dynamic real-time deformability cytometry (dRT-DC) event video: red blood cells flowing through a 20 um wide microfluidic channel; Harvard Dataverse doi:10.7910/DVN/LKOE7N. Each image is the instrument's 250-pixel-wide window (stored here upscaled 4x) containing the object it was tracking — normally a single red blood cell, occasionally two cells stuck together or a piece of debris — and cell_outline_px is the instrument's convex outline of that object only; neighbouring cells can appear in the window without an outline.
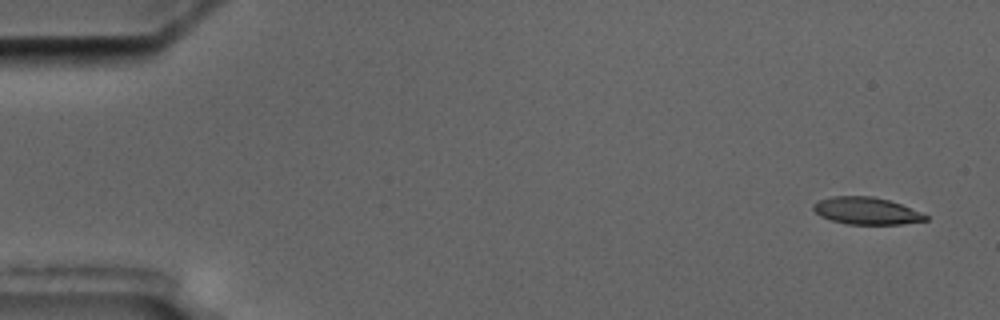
{"species": "common noctule bat (a hibernating species)", "species_latin": "Nyctalus noctula", "temperature_condition": "cold", "stored_images_in_passage": 5, "camera_frame_rate_fps": 3000, "um_per_image_px": 0.085, "animal": {"sex": "male", "body_mass_g": 17.5, "forearm_length_mm": 52.3}, "frame": {"image": 1, "passage_image": 1, "time_ms": 0.0, "image_size_px": [1000, 320], "cell_outline_px": [[928, 220], [900, 224], [848, 224], [832, 220], [820, 216], [812, 208], [812, 204], [820, 200], [832, 196], [872, 196], [888, 200], [900, 204], [920, 212], [928, 216]], "centroid_in_image_um": [73.62, 17.92], "position_along_channel_um": 11.4, "area_um2": 17.57}}
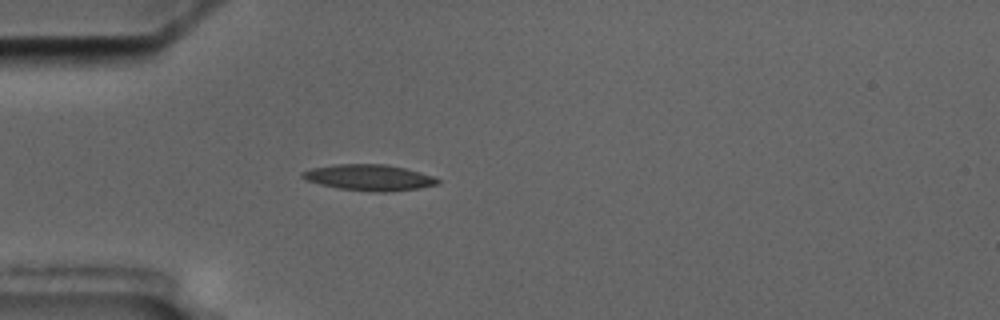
{"frame": {"image": 2, "passage_image": 5, "time_ms": 4.667, "image_size_px": [1000, 320], "cell_outline_px": [[440, 184], [416, 188], [384, 192], [380, 192], [340, 188], [320, 184], [308, 180], [300, 176], [300, 172], [312, 168], [336, 164], [388, 164], [420, 172], [432, 176], [440, 180]], "centroid_in_image_um": [31.37, 15.07], "position_along_channel_um": 53.6, "area_um2": 20.23}}